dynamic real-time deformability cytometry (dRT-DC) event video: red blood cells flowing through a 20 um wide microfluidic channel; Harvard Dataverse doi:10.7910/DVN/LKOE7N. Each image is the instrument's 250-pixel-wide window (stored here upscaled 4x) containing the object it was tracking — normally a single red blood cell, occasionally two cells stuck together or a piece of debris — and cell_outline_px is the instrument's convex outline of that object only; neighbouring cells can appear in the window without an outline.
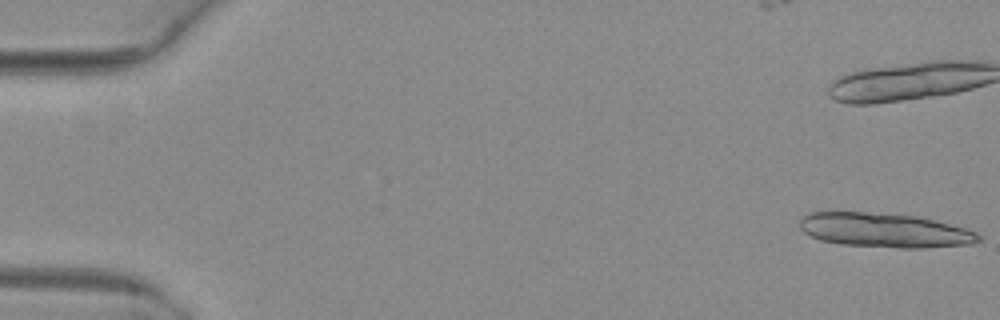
{"species": "common noctule bat (a hibernating species)", "species_latin": "Nyctalus noctula", "temperature_condition": "warm", "stored_images_in_passage": 6, "camera_frame_rate_fps": 3000, "um_per_image_px": 0.085, "animal": {"sex": "female", "body_mass_g": 29.2, "forearm_length_mm": 56.3}, "frame": {"image": 1, "passage_image": 1, "time_ms": 0.0, "image_size_px": [1000, 320], "cell_outline_px": [[980, 240], [972, 244], [924, 248], [900, 248], [840, 244], [820, 240], [804, 232], [800, 228], [800, 220], [808, 212], [864, 212], [916, 216], [964, 228], [976, 232], [980, 236]], "centroid_in_image_um": [75.17, 19.58], "position_along_channel_um": 9.8, "area_um2": 35.49}}